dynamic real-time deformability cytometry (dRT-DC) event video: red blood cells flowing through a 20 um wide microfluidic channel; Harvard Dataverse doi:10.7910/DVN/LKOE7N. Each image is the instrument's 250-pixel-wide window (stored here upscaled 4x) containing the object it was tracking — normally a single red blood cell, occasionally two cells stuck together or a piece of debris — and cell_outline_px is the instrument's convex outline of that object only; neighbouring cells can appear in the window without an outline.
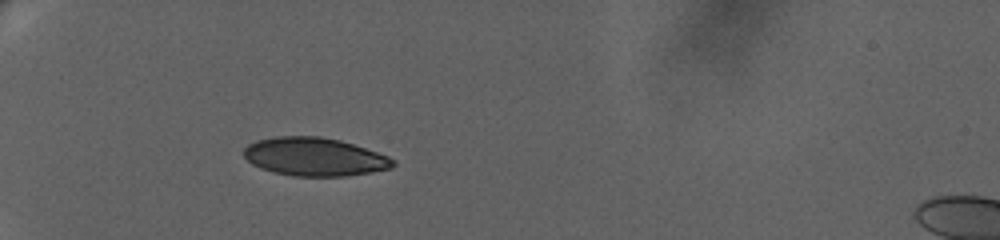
{"species": "human", "species_latin": "Homo sapiens", "temperature_condition": "warm", "stored_images_in_passage": 43, "camera_frame_rate_fps": 3000, "um_per_image_px": 0.085, "donor": {"sex": "female"}, "frame": {"image": 1, "passage_image": 1, "time_ms": 0.0, "image_size_px": [1000, 240], "cell_outline_px": [[396, 164], [392, 168], [372, 172], [344, 176], [292, 176], [272, 172], [260, 168], [252, 164], [244, 156], [244, 148], [248, 144], [256, 140], [276, 136], [320, 136], [340, 140], [388, 156], [396, 160]], "centroid_in_image_um": [26.72, 13.33], "position_along_channel_um": 58.3, "area_um2": 33.41}}
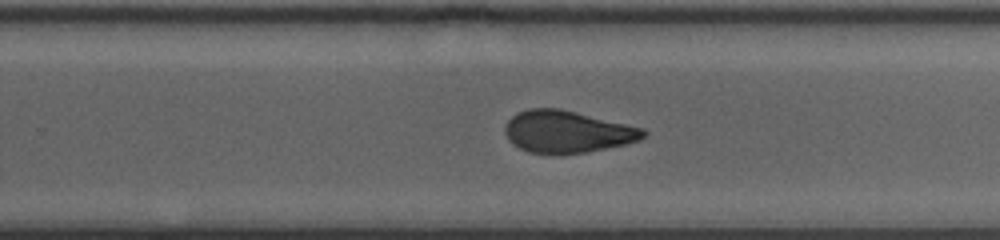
{"frame": {"image": 2, "passage_image": 24, "time_ms": 7.667, "image_size_px": [1000, 240], "cell_outline_px": [[648, 132], [640, 140], [628, 144], [588, 152], [560, 156], [528, 152], [512, 144], [508, 140], [504, 132], [504, 128], [508, 120], [516, 112], [528, 108], [560, 108], [644, 128]], "centroid_in_image_um": [48.2, 11.22], "position_along_channel_um": 281.6, "area_um2": 34.68}}
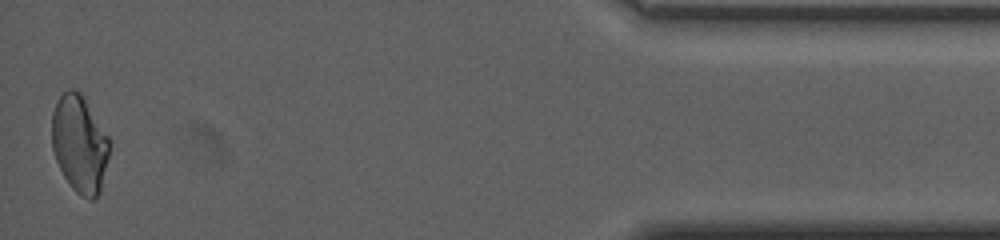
{"frame": {"image": 3, "passage_image": 43, "time_ms": 14.0, "image_size_px": [1000, 240], "cell_outline_px": [[108, 156], [100, 192], [92, 200], [88, 200], [80, 196], [72, 188], [64, 176], [56, 160], [52, 148], [52, 112], [60, 96], [68, 88], [72, 88], [80, 92], [84, 96], [108, 136]], "centroid_in_image_um": [6.75, 12.23], "position_along_channel_um": 428.5, "area_um2": 32.48}, "authors_computed_cell_mechanics": {"area_um2": 34.1598, "velocity_mm_per_s": 3.2763, "shape_relaxation_time_tau1_ms": null, "shape_relaxation_time_tau2_ms": 1.5346, "deformation_change_tau1": null, "deformation_change_tau2": 0.0651}}